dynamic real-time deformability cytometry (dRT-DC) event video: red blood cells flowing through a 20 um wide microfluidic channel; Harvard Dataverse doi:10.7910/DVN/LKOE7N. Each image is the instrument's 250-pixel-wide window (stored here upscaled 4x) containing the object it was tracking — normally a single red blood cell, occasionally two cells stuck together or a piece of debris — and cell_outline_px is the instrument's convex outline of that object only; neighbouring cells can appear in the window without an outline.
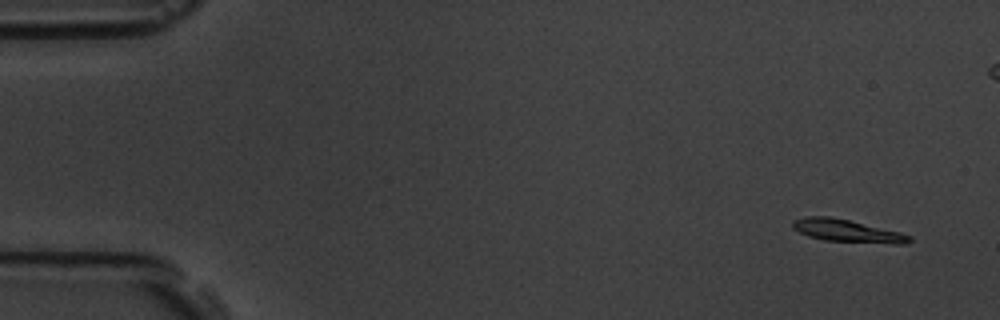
{"species": "common noctule bat (a hibernating species)", "species_latin": "Nyctalus noctula", "temperature_condition": "room temperature", "stored_images_in_passage": 5, "camera_frame_rate_fps": 3000, "um_per_image_px": 0.085, "animal": {"sex": "male", "body_mass_g": 19.5, "forearm_length_mm": 54.6}, "frame": {"image": 1, "passage_image": 1, "time_ms": 0.0, "image_size_px": [1000, 320], "cell_outline_px": [[912, 240], [908, 244], [892, 244], [824, 240], [808, 236], [792, 228], [792, 220], [808, 216], [828, 216], [848, 220], [900, 232], [912, 236]], "centroid_in_image_um": [72.03, 19.63], "position_along_channel_um": 13.0, "area_um2": 15.32}}